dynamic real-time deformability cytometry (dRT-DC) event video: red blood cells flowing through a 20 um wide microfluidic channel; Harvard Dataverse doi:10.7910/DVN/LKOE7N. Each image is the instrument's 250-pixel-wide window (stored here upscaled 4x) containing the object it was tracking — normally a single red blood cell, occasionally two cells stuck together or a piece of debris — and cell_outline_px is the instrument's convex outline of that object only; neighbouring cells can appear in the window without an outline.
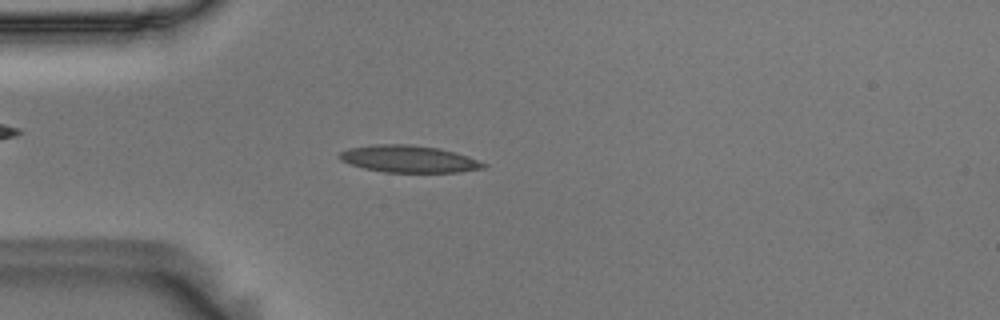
{"species": "Egyptian fruit bat (a non-hibernating species)", "species_latin": "Rousettus aegyptiacus", "temperature_condition": "room temperature", "stored_images_in_passage": 55, "camera_frame_rate_fps": 3000, "um_per_image_px": 0.085, "animal": {"sex": "male"}, "frame": {"image": 1, "passage_image": 15, "time_ms": 4.667, "image_size_px": [1000, 320], "cell_outline_px": [[488, 164], [484, 168], [460, 172], [384, 172], [364, 168], [340, 160], [336, 156], [340, 152], [348, 148], [372, 144], [412, 144], [440, 148], [468, 156]], "centroid_in_image_um": [34.74, 13.5], "position_along_channel_um": 50.3, "area_um2": 22.83}}
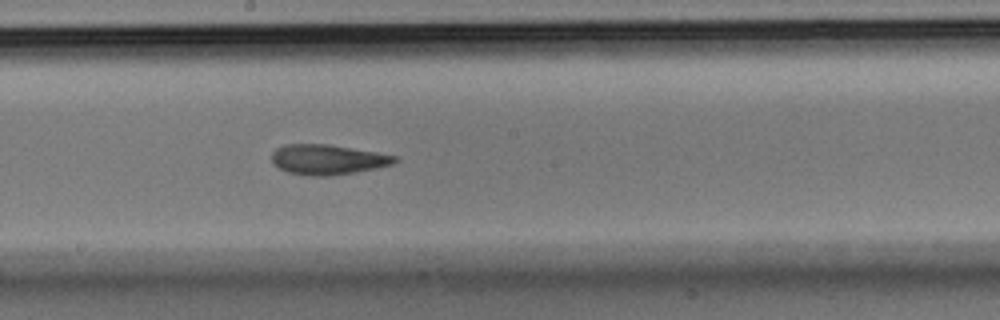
{"frame": {"image": 2, "passage_image": 30, "time_ms": 9.667, "image_size_px": [1000, 320], "cell_outline_px": [[400, 160], [392, 164], [376, 168], [356, 172], [332, 176], [308, 176], [288, 172], [280, 168], [272, 160], [272, 152], [276, 148], [284, 144], [328, 144], [376, 152], [396, 156]], "centroid_in_image_um": [27.86, 13.56], "position_along_channel_um": 220.3, "area_um2": 21.56}}
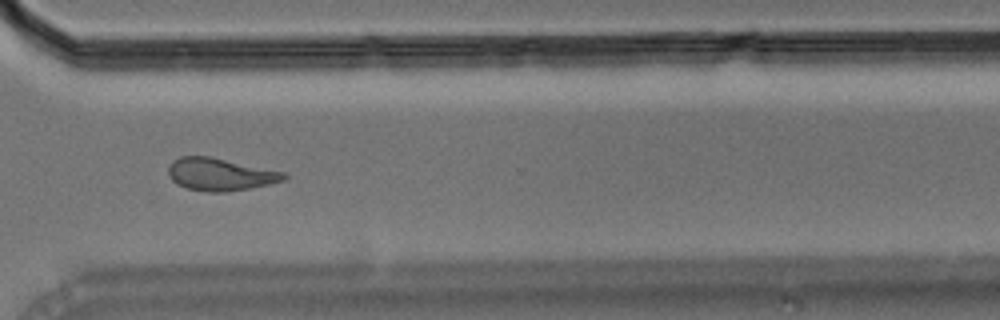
{"frame": {"image": 3, "passage_image": 41, "time_ms": 13.333, "image_size_px": [1000, 320], "cell_outline_px": [[288, 176], [284, 180], [268, 184], [248, 188], [224, 192], [208, 192], [188, 188], [176, 184], [168, 176], [168, 168], [172, 160], [180, 156], [208, 156], [284, 172]], "centroid_in_image_um": [18.66, 14.82], "position_along_channel_um": 351.9, "area_um2": 21.68}, "authors_computed_cell_mechanics": {"area_um2": 21.675, "velocity_mm_per_s": 3.5896, "shape_relaxation_time_tau1_ms": null, "shape_relaxation_time_tau2_ms": 3.13, "deformation_change_tau1": null, "deformation_change_tau2": 0.1084}}